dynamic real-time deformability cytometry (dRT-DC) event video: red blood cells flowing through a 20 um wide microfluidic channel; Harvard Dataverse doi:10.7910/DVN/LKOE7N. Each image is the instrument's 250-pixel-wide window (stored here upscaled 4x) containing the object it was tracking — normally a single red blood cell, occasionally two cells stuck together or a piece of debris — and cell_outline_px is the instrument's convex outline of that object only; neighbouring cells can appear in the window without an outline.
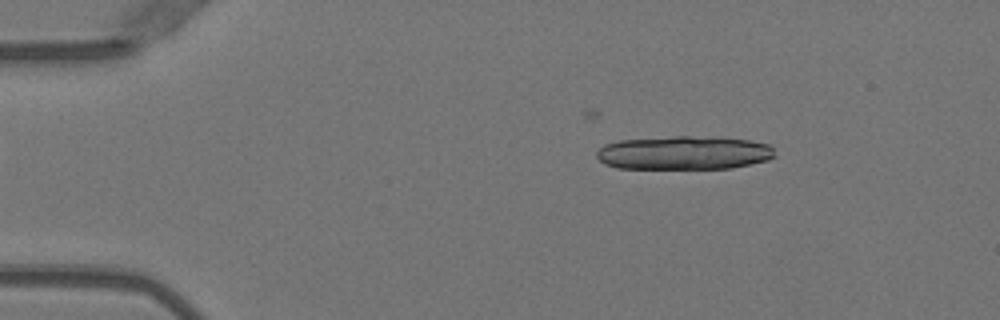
{"species": "Egyptian fruit bat (a non-hibernating species)", "species_latin": "Rousettus aegyptiacus", "temperature_condition": "warm", "stored_images_in_passage": 16, "camera_frame_rate_fps": 3000, "um_per_image_px": 0.085, "animal": {"sex": "female"}, "frame": {"image": 1, "passage_image": 6, "time_ms": 1.667, "image_size_px": [1000, 320], "cell_outline_px": [[776, 156], [768, 160], [732, 168], [616, 168], [604, 164], [596, 156], [596, 152], [604, 144], [620, 140], [676, 136], [688, 136], [748, 140], [768, 144], [772, 148]], "centroid_in_image_um": [58.1, 12.99], "position_along_channel_um": 26.9, "area_um2": 34.68}}